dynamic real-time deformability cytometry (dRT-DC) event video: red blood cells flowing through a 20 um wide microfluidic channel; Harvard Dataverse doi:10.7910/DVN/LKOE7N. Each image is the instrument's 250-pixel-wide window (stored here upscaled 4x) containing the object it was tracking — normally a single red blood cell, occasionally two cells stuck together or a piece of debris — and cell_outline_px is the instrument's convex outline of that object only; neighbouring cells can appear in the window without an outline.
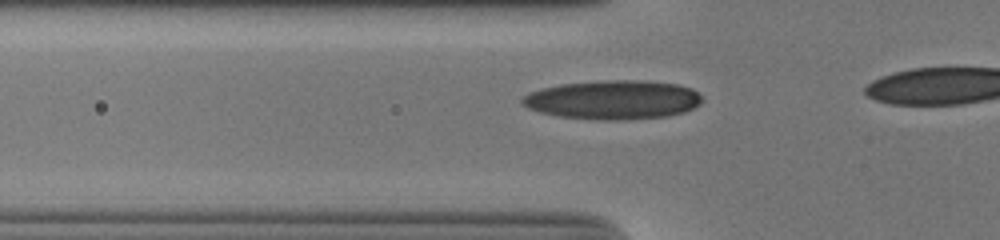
{"species": "human", "species_latin": "Homo sapiens", "temperature_condition": "cold", "stored_images_in_passage": 14, "camera_frame_rate_fps": 3000, "um_per_image_px": 0.085, "donor": {"sex": "male"}, "frame": {"image": 1, "passage_image": 8, "time_ms": 2.333, "image_size_px": [1000, 240], "cell_outline_px": [[704, 100], [700, 104], [684, 112], [668, 116], [628, 120], [600, 120], [560, 116], [540, 112], [528, 108], [520, 104], [520, 100], [528, 92], [540, 88], [560, 84], [604, 80], [644, 80], [676, 84], [692, 88]], "centroid_in_image_um": [52.09, 8.48], "position_along_channel_um": 73.7, "area_um2": 41.21}}